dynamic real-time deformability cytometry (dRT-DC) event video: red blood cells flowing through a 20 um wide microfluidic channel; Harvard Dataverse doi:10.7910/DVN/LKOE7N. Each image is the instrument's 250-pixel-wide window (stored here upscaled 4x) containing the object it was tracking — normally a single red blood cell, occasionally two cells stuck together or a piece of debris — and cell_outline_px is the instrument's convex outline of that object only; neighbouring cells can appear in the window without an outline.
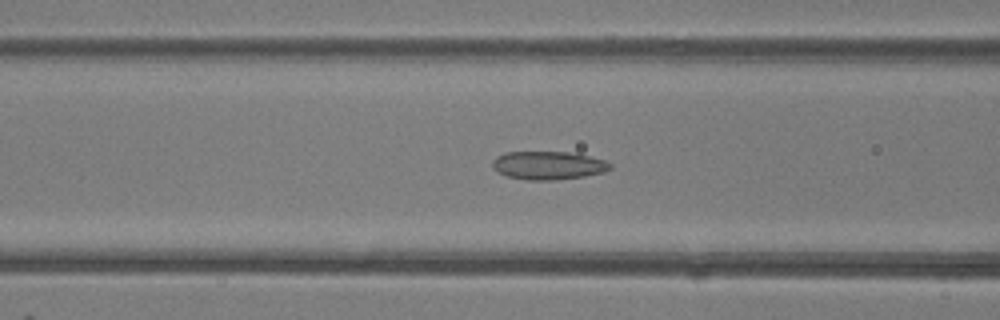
{"species": "common noctule bat (a hibernating species)", "species_latin": "Nyctalus noctula", "temperature_condition": "room temperature", "stored_images_in_passage": 48, "camera_frame_rate_fps": 3000, "um_per_image_px": 0.085, "animal": {"sex": "female"}, "frame": {"image": 1, "passage_image": 19, "time_ms": 6.0, "image_size_px": [1000, 320], "cell_outline_px": [[612, 168], [604, 172], [584, 176], [556, 180], [528, 180], [508, 176], [492, 168], [492, 160], [496, 156], [504, 152], [568, 152], [588, 156], [604, 160], [612, 164]], "centroid_in_image_um": [46.59, 14.05], "position_along_channel_um": 120.0, "area_um2": 19.36}}
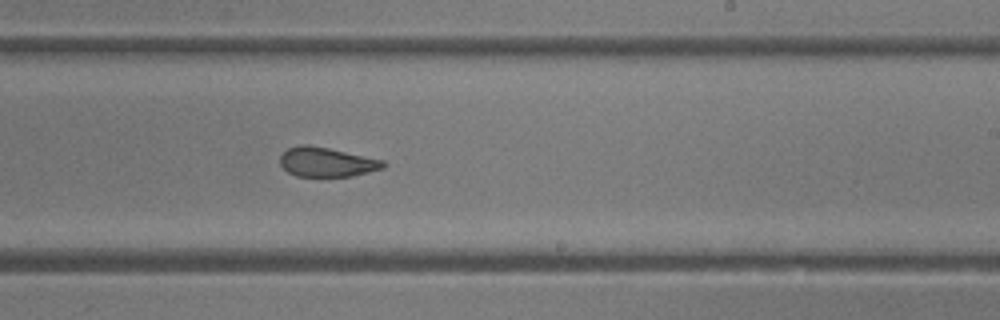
{"frame": {"image": 2, "passage_image": 29, "time_ms": 9.333, "image_size_px": [1000, 320], "cell_outline_px": [[388, 164], [384, 168], [352, 176], [296, 176], [288, 172], [280, 164], [280, 156], [288, 148], [300, 144], [308, 144], [328, 148], [384, 160]], "centroid_in_image_um": [27.78, 13.77], "position_along_channel_um": 261.2, "area_um2": 17.69}}
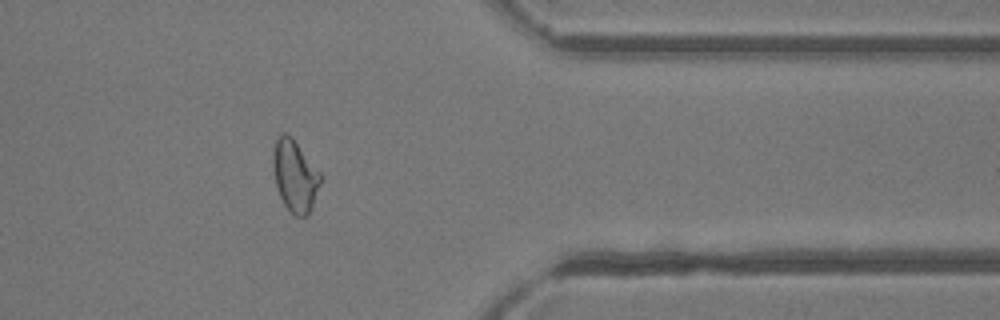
{"frame": {"image": 3, "passage_image": 39, "time_ms": 12.667, "image_size_px": [1000, 320], "cell_outline_px": [[324, 176], [312, 208], [308, 216], [296, 216], [284, 204], [280, 196], [276, 184], [272, 160], [272, 156], [276, 140], [284, 132], [288, 132], [292, 136]], "centroid_in_image_um": [25.11, 14.93], "position_along_channel_um": 386.3, "area_um2": 20.06}, "authors_computed_cell_mechanics": {"area_um2": 20.3167, "velocity_mm_per_s": 4.2341, "shape_relaxation_time_tau1_ms": null, "shape_relaxation_time_tau2_ms": 1.5796, "deformation_change_tau1": null, "deformation_change_tau2": 0.0891}}